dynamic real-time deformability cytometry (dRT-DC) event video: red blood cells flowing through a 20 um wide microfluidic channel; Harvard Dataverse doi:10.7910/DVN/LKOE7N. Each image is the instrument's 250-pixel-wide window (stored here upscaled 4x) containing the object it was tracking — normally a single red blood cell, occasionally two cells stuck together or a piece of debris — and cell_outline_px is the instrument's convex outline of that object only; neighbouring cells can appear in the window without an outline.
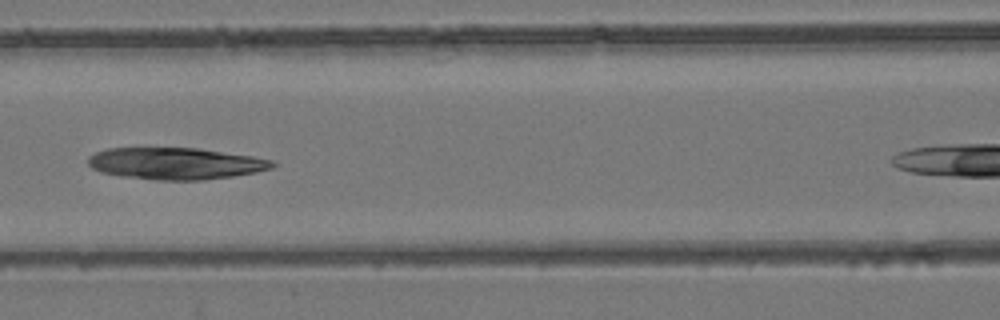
{"species": "common noctule bat (a hibernating species)", "species_latin": "Nyctalus noctula", "temperature_condition": "room temperature", "stored_images_in_passage": 4, "segment_of_instrument_passage": [1, 2], "camera_frame_rate_fps": 3000, "um_per_image_px": 0.085, "animal": {"sex": "female", "body_mass_g": 24.6, "forearm_length_mm": 56.2}, "frame": {"image": 1, "passage_image": 3, "time_ms": 2.333, "image_size_px": [1000, 320], "cell_outline_px": [[276, 164], [272, 168], [256, 172], [232, 176], [204, 180], [156, 180], [120, 176], [100, 172], [92, 168], [88, 164], [88, 156], [96, 152], [108, 148], [200, 148], [252, 156], [272, 160]], "centroid_in_image_um": [14.91, 13.9], "position_along_channel_um": 151.7, "area_um2": 34.22}}